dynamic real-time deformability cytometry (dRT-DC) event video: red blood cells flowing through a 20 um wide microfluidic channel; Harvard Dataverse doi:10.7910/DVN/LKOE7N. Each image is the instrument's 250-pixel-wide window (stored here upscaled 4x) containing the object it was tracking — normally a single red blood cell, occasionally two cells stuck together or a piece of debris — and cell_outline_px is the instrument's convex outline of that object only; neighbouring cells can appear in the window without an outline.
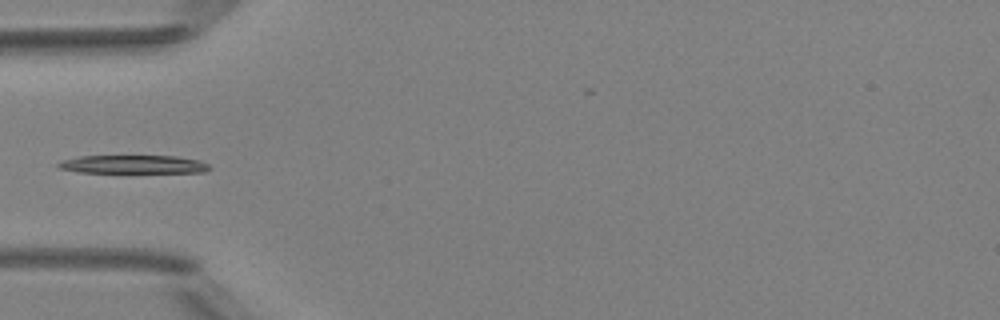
{"species": "Egyptian fruit bat (a non-hibernating species)", "species_latin": "Rousettus aegyptiacus", "temperature_condition": "room temperature", "stored_images_in_passage": 4, "camera_frame_rate_fps": 3000, "um_per_image_px": 0.085, "animal": {"sex": "female"}, "frame": {"image": 1, "passage_image": 3, "time_ms": 3.333, "image_size_px": [1000, 320], "cell_outline_px": [[212, 168], [204, 172], [80, 172], [60, 168], [56, 164], [64, 160], [80, 156], [176, 156], [200, 160], [208, 164]], "centroid_in_image_um": [11.38, 13.96], "position_along_channel_um": 73.6, "area_um2": 15.9}}
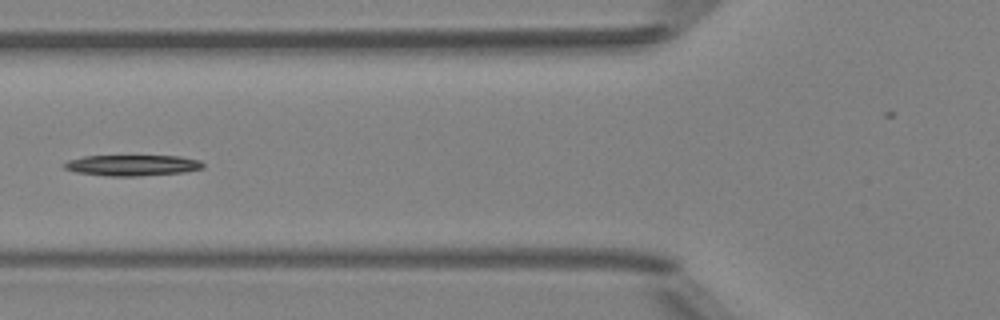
{"frame": {"image": 2, "passage_image": 4, "time_ms": 4.333, "image_size_px": [1000, 320], "cell_outline_px": [[204, 168], [184, 172], [140, 176], [112, 176], [76, 172], [64, 168], [64, 164], [68, 160], [84, 156], [180, 156], [200, 160], [204, 164]], "centroid_in_image_um": [11.28, 14.05], "position_along_channel_um": 114.5, "area_um2": 16.82}}